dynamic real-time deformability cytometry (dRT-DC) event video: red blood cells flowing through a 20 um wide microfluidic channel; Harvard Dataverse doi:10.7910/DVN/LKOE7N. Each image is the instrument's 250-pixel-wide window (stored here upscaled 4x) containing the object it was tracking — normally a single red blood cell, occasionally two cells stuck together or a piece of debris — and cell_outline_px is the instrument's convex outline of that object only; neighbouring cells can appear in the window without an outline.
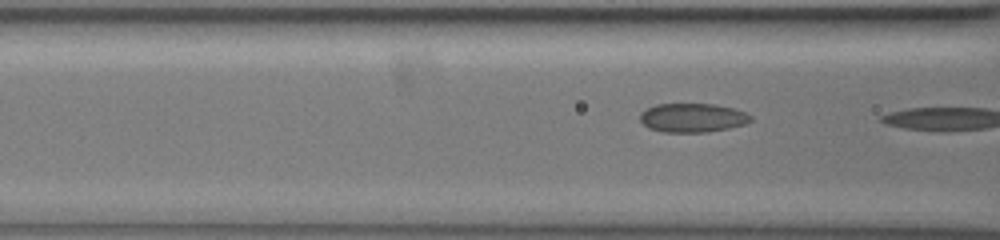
{"species": "common noctule bat (a hibernating species)", "species_latin": "Nyctalus noctula", "temperature_condition": "warm", "stored_images_in_passage": 14, "camera_frame_rate_fps": 3000, "um_per_image_px": 0.085, "animal": {"sex": "female", "body_mass_g": 19.5, "forearm_length_mm": 54.1}, "frame": {"image": 1, "passage_image": 13, "time_ms": 4.0, "image_size_px": [1000, 240], "cell_outline_px": [[752, 120], [744, 124], [728, 128], [708, 132], [664, 132], [648, 128], [640, 120], [640, 112], [656, 104], [712, 104], [732, 108], [744, 112], [752, 116]], "centroid_in_image_um": [58.84, 10.01], "position_along_channel_um": 107.8, "area_um2": 18.55}}